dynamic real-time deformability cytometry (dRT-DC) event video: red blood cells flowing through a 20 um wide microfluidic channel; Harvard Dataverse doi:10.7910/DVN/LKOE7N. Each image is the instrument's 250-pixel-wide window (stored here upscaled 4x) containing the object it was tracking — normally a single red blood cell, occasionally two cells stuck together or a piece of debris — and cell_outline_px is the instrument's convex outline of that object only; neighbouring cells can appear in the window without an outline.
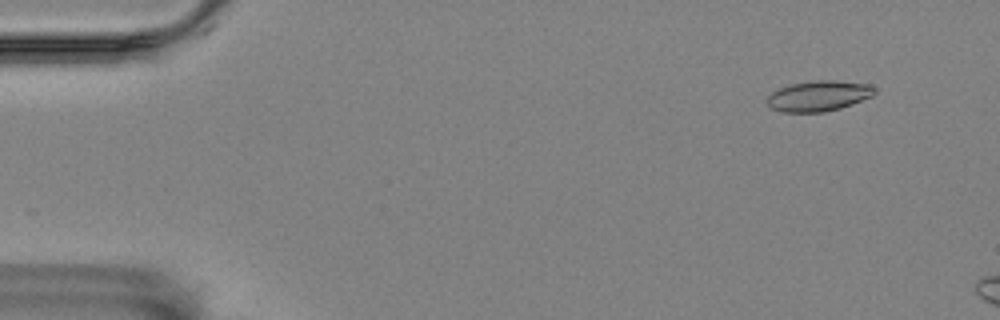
{"species": "Egyptian fruit bat (a non-hibernating species)", "species_latin": "Rousettus aegyptiacus", "temperature_condition": "room temperature", "stored_images_in_passage": 16, "camera_frame_rate_fps": 3000, "um_per_image_px": 0.085, "animal": {"sex": "female"}, "frame": {"image": 1, "passage_image": 5, "time_ms": 1.333, "image_size_px": [1000, 320], "cell_outline_px": [[876, 92], [872, 96], [852, 104], [840, 108], [824, 112], [784, 112], [772, 108], [764, 100], [772, 92], [780, 88], [792, 84], [816, 80], [836, 80], [872, 84], [876, 88]], "centroid_in_image_um": [69.61, 8.14], "position_along_channel_um": 15.4, "area_um2": 19.19}}